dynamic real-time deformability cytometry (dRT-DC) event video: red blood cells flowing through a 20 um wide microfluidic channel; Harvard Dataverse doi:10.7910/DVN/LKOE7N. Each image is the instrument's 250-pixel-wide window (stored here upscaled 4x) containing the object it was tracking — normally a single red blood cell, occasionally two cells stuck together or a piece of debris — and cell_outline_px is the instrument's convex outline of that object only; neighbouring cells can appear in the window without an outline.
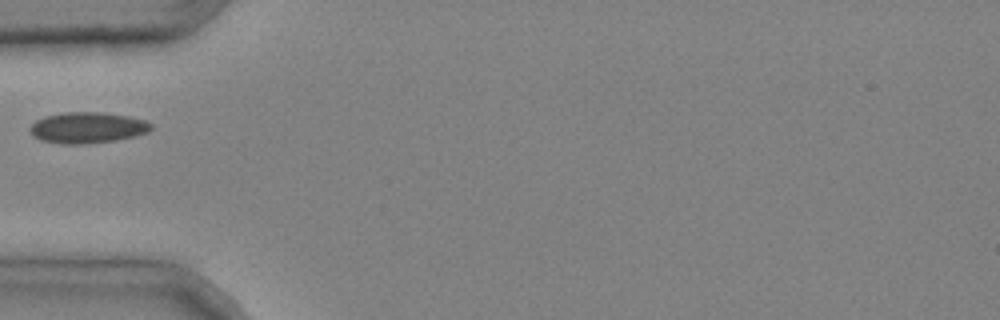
{"species": "common noctule bat (a hibernating species)", "species_latin": "Nyctalus noctula", "temperature_condition": "cold", "stored_images_in_passage": 1, "camera_frame_rate_fps": 3000, "um_per_image_px": 0.085, "animal": {"sex": "male", "body_mass_g": 20.4}, "frame": {"image": 1, "passage_image": 1, "time_ms": 0.0, "image_size_px": [1000, 320], "cell_outline_px": [[152, 128], [148, 132], [116, 140], [88, 144], [60, 144], [40, 140], [32, 136], [28, 128], [36, 120], [44, 116], [64, 112], [100, 112], [128, 116], [144, 120], [152, 124]], "centroid_in_image_um": [7.38, 10.85], "position_along_channel_um": 77.6, "area_um2": 22.02}}